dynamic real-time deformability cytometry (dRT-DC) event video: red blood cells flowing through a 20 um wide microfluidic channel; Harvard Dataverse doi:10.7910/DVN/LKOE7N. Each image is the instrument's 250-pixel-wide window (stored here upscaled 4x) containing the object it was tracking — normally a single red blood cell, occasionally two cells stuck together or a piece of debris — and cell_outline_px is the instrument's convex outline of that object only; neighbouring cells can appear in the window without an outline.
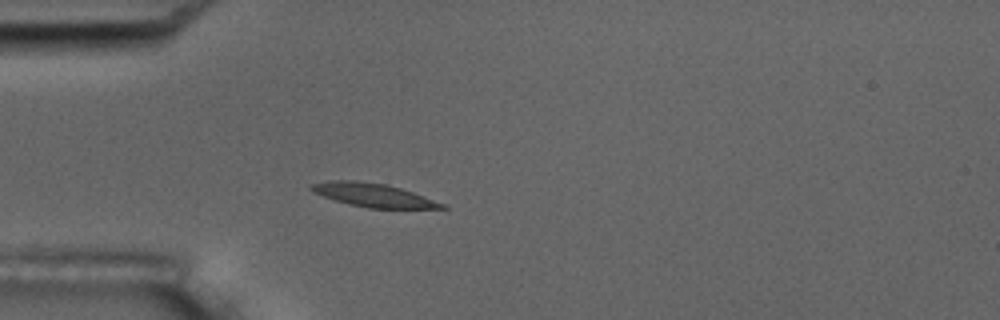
{"species": "common noctule bat (a hibernating species)", "species_latin": "Nyctalus noctula", "temperature_condition": "room temperature", "stored_images_in_passage": 4, "camera_frame_rate_fps": 3000, "um_per_image_px": 0.085, "animal": {"sex": "male", "body_mass_g": 17.5, "forearm_length_mm": 52.3}, "frame": {"image": 1, "passage_image": 4, "time_ms": 3.333, "image_size_px": [1000, 320], "cell_outline_px": [[448, 208], [368, 208], [348, 204], [312, 192], [308, 188], [312, 184], [332, 180], [356, 180], [384, 184], [400, 188], [424, 196], [444, 204]], "centroid_in_image_um": [31.69, 16.58], "position_along_channel_um": 53.3, "area_um2": 17.63}}